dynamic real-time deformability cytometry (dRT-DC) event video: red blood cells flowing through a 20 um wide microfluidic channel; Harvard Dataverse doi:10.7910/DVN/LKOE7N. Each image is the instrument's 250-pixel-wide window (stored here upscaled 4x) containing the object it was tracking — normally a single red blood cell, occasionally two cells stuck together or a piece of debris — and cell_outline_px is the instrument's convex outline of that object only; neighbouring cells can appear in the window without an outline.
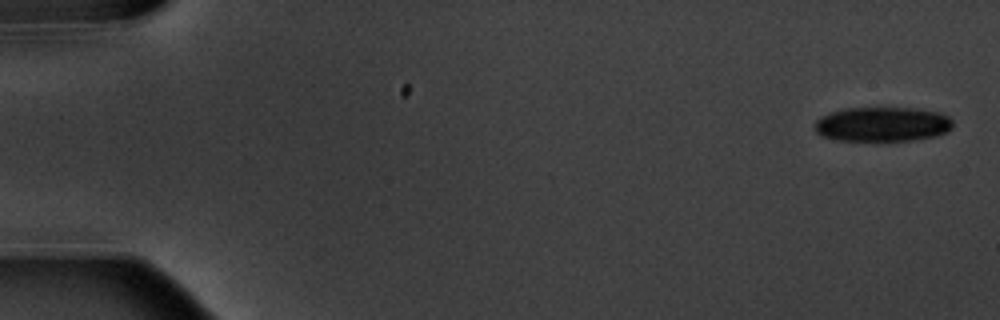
{"species": "common noctule bat (a hibernating species)", "species_latin": "Nyctalus noctula", "temperature_condition": "warm", "stored_images_in_passage": 6, "camera_frame_rate_fps": 3000, "um_per_image_px": 0.085, "animal": {"sex": "male", "body_mass_g": 20.1, "forearm_length_mm": 53.5}, "frame": {"image": 1, "passage_image": 1, "time_ms": 0.0, "image_size_px": [1000, 320], "cell_outline_px": [[952, 128], [936, 136], [912, 140], [876, 144], [836, 140], [820, 136], [816, 132], [816, 120], [820, 116], [844, 108], [916, 108], [940, 112], [948, 116], [952, 120]], "centroid_in_image_um": [74.98, 10.61], "position_along_channel_um": 10.0, "area_um2": 28.9}}
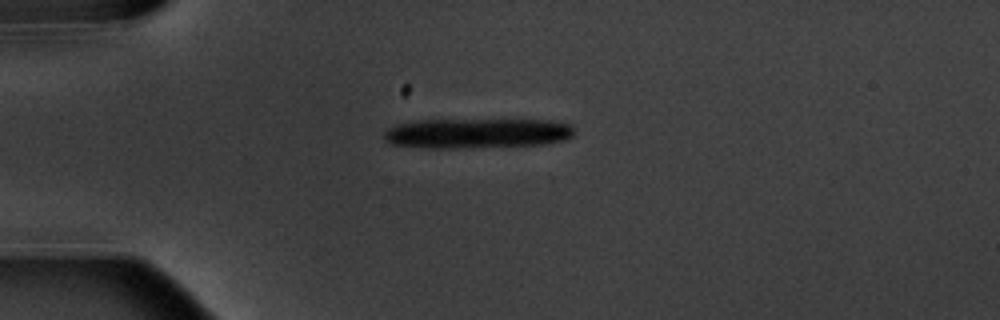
{"frame": {"image": 2, "passage_image": 4, "time_ms": 4.333, "image_size_px": [1000, 320], "cell_outline_px": [[576, 132], [568, 140], [548, 144], [464, 148], [420, 148], [388, 144], [384, 140], [384, 132], [388, 128], [396, 124], [420, 120], [564, 120], [572, 124], [576, 128]], "centroid_in_image_um": [40.63, 11.33], "position_along_channel_um": 44.4, "area_um2": 34.16}}